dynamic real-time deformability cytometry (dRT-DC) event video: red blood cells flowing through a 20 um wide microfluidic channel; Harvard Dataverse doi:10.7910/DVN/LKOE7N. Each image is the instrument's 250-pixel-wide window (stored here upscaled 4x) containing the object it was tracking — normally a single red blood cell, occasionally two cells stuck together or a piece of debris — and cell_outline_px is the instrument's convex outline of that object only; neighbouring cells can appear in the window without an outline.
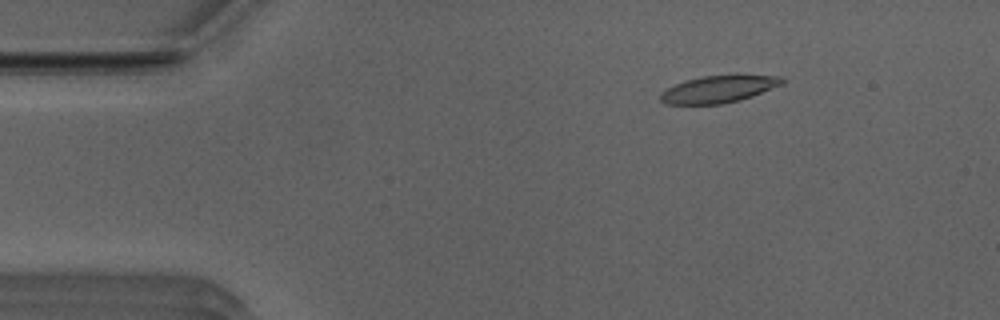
{"species": "Egyptian fruit bat (a non-hibernating species)", "species_latin": "Rousettus aegyptiacus", "temperature_condition": "room temperature", "stored_images_in_passage": 52, "camera_frame_rate_fps": 3000, "um_per_image_px": 0.085, "animal": {"sex": "male"}, "frame": {"image": 1, "passage_image": 8, "time_ms": 2.333, "image_size_px": [1000, 320], "cell_outline_px": [[784, 84], [752, 96], [740, 100], [720, 104], [664, 104], [660, 100], [660, 92], [684, 80], [700, 76], [784, 76]], "centroid_in_image_um": [61.05, 7.59], "position_along_channel_um": 23.9, "area_um2": 19.02}}
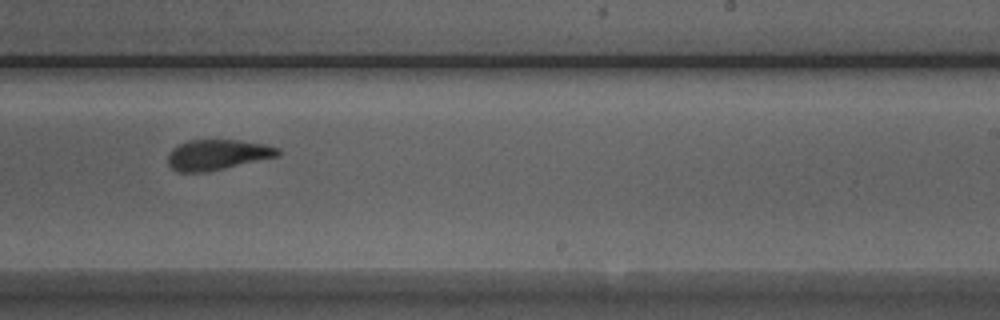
{"frame": {"image": 2, "passage_image": 32, "time_ms": 10.333, "image_size_px": [1000, 320], "cell_outline_px": [[280, 156], [224, 168], [204, 172], [176, 172], [168, 164], [168, 152], [176, 144], [188, 140], [236, 140], [264, 144], [280, 148]], "centroid_in_image_um": [18.45, 13.14], "position_along_channel_um": 270.6, "area_um2": 19.59}}
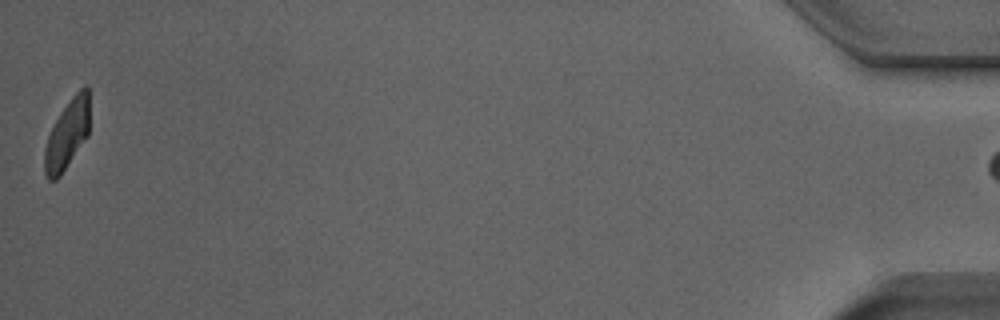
{"frame": {"image": 3, "passage_image": 52, "time_ms": 17.0, "image_size_px": [1000, 320], "cell_outline_px": [[88, 136], [60, 176], [56, 180], [48, 180], [44, 172], [44, 148], [48, 136], [60, 112], [72, 96], [80, 88], [88, 84]], "centroid_in_image_um": [5.69, 11.45], "position_along_channel_um": 429.5, "area_um2": 18.03}, "authors_computed_cell_mechanics": {"area_um2": 19.8832, "velocity_mm_per_s": 3.9374, "shape_relaxation_time_tau1_ms": 5.2404, "shape_relaxation_time_tau2_ms": 2.0147, "deformation_change_tau1": 0.1749, "deformation_change_tau2": 0.1104}}